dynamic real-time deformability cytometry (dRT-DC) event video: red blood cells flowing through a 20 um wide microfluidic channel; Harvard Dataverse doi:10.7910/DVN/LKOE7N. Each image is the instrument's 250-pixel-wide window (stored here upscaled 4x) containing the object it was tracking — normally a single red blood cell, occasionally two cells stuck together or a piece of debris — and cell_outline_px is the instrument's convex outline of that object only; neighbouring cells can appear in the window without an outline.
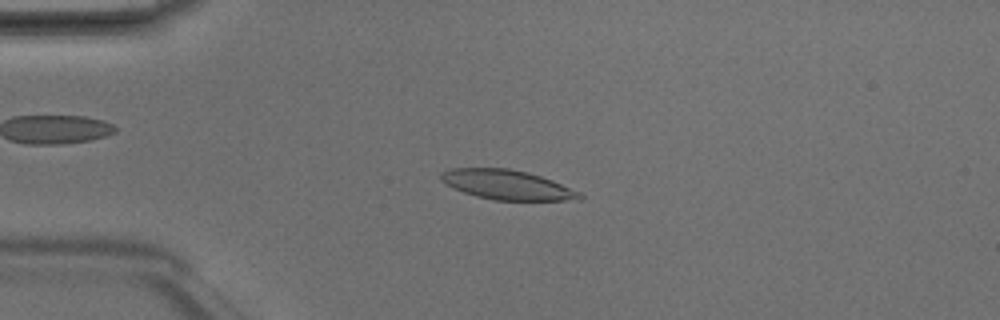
{"species": "Egyptian fruit bat (a non-hibernating species)", "species_latin": "Rousettus aegyptiacus", "temperature_condition": "room temperature", "stored_images_in_passage": 5, "camera_frame_rate_fps": 3000, "um_per_image_px": 0.085, "animal": {"sex": "male"}, "frame": {"image": 1, "passage_image": 3, "time_ms": 0.667, "image_size_px": [1000, 320], "cell_outline_px": [[584, 196], [580, 200], [492, 200], [476, 196], [452, 188], [444, 184], [440, 180], [440, 172], [448, 168], [508, 168], [528, 172], [552, 180], [580, 192]], "centroid_in_image_um": [43.06, 15.7], "position_along_channel_um": 41.9, "area_um2": 24.1}}